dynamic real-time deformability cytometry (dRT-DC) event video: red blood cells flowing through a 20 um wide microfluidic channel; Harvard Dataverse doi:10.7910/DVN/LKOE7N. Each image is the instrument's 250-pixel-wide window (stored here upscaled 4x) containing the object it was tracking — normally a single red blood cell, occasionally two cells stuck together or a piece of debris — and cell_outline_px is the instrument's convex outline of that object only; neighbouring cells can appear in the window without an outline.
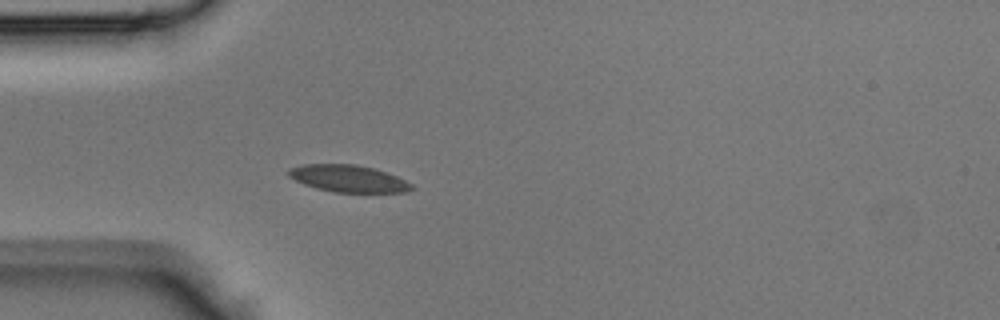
{"species": "Egyptian fruit bat (a non-hibernating species)", "species_latin": "Rousettus aegyptiacus", "temperature_condition": "room temperature", "stored_images_in_passage": 32, "camera_frame_rate_fps": 3000, "um_per_image_px": 0.085, "animal": {"sex": "male"}, "frame": {"image": 1, "passage_image": 1, "time_ms": 0.0, "image_size_px": [1000, 320], "cell_outline_px": [[416, 188], [404, 192], [332, 192], [316, 188], [304, 184], [288, 176], [284, 172], [288, 168], [300, 164], [356, 164], [372, 168], [396, 176], [412, 184]], "centroid_in_image_um": [29.54, 15.17], "position_along_channel_um": 55.5, "area_um2": 19.42}}
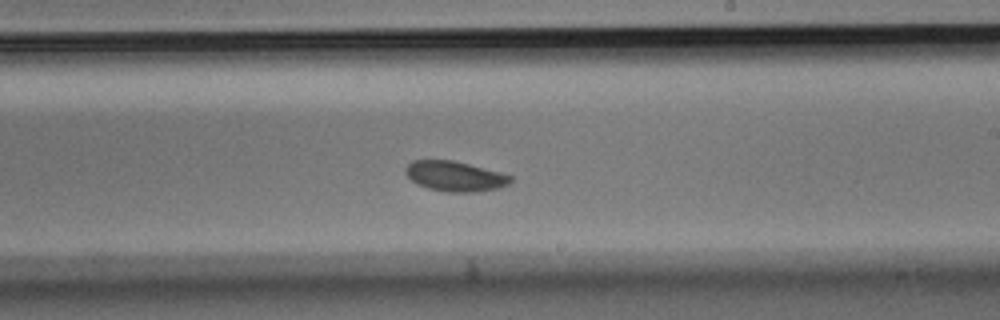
{"frame": {"image": 2, "passage_image": 14, "time_ms": 4.333, "image_size_px": [1000, 320], "cell_outline_px": [[512, 180], [508, 184], [500, 188], [476, 192], [444, 192], [428, 188], [416, 184], [404, 172], [404, 168], [412, 160], [452, 160], [500, 172], [512, 176]], "centroid_in_image_um": [38.66, 14.99], "position_along_channel_um": 250.3, "area_um2": 18.5}}
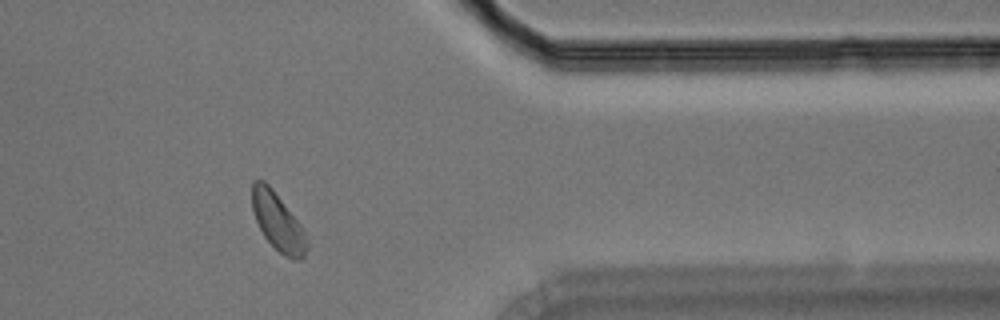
{"frame": {"image": 3, "passage_image": 24, "time_ms": 7.667, "image_size_px": [1000, 320], "cell_outline_px": [[308, 248], [304, 256], [300, 260], [292, 260], [284, 256], [264, 236], [256, 220], [252, 208], [252, 180], [264, 180], [272, 188], [300, 224], [304, 232], [308, 244]], "centroid_in_image_um": [23.62, 18.86], "position_along_channel_um": 387.8, "area_um2": 18.21}}